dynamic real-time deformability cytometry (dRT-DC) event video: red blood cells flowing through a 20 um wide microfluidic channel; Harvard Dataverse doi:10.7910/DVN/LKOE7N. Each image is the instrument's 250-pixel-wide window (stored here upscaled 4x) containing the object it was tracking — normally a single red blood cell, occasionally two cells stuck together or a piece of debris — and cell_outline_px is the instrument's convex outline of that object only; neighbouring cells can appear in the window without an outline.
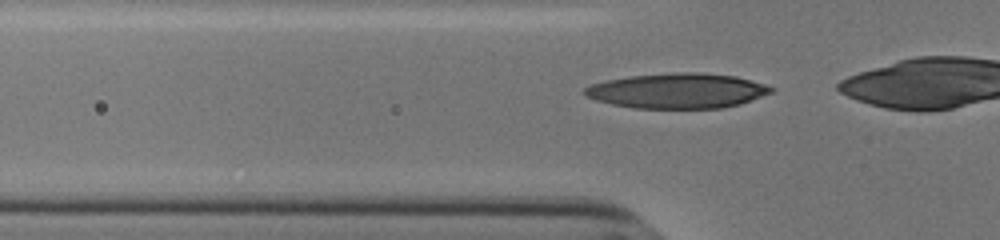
{"species": "human", "species_latin": "Homo sapiens", "temperature_condition": "cold", "stored_images_in_passage": 23, "camera_frame_rate_fps": 3000, "um_per_image_px": 0.085, "donor": {"sex": "male"}, "frame": {"image": 1, "passage_image": 14, "time_ms": 4.333, "image_size_px": [1000, 240], "cell_outline_px": [[776, 88], [772, 92], [740, 104], [720, 108], [636, 108], [612, 104], [596, 100], [588, 96], [584, 92], [584, 88], [592, 84], [608, 80], [628, 76], [672, 72], [700, 72], [736, 76], [764, 84]], "centroid_in_image_um": [57.6, 7.71], "position_along_channel_um": 68.2, "area_um2": 37.97}}
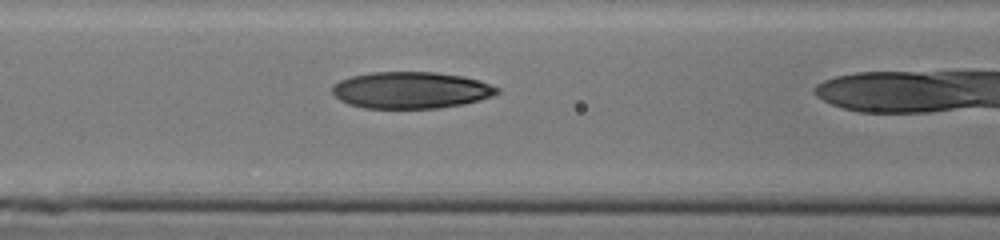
{"frame": {"image": 2, "passage_image": 19, "time_ms": 6.0, "image_size_px": [1000, 240], "cell_outline_px": [[500, 92], [492, 96], [480, 100], [460, 104], [436, 108], [364, 108], [348, 104], [340, 100], [332, 92], [332, 84], [340, 80], [352, 76], [372, 72], [436, 72], [460, 76], [480, 80], [500, 88]], "centroid_in_image_um": [34.92, 7.66], "position_along_channel_um": 131.7, "area_um2": 35.2}}
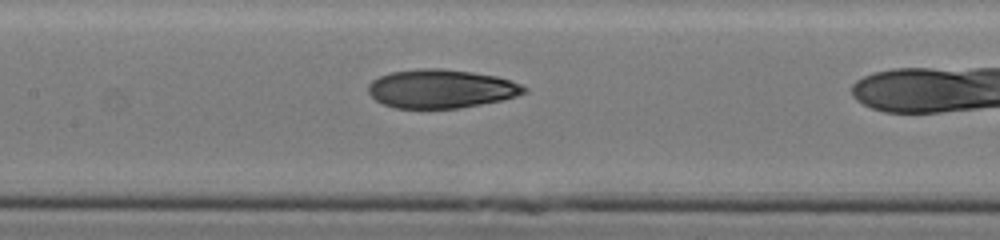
{"frame": {"image": 3, "passage_image": 22, "time_ms": 7.0, "image_size_px": [1000, 240], "cell_outline_px": [[528, 92], [504, 100], [456, 108], [396, 108], [384, 104], [376, 100], [368, 92], [368, 84], [372, 80], [380, 76], [392, 72], [424, 68], [440, 68], [472, 72], [496, 76], [520, 84], [528, 88]], "centroid_in_image_um": [37.5, 7.54], "position_along_channel_um": 169.9, "area_um2": 34.97}}